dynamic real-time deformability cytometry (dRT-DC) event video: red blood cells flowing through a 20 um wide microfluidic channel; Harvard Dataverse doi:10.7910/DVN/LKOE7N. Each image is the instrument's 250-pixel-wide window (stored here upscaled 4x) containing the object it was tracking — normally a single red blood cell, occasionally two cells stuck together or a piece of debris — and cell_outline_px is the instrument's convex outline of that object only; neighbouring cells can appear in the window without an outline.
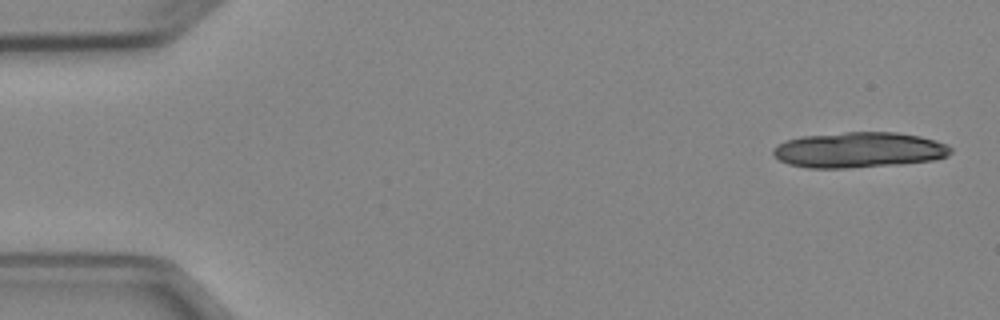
{"species": "Egyptian fruit bat (a non-hibernating species)", "species_latin": "Rousettus aegyptiacus", "temperature_condition": "cold", "stored_images_in_passage": 6, "camera_frame_rate_fps": 3000, "um_per_image_px": 0.085, "animal": {"sex": "female"}, "frame": {"image": 1, "passage_image": 1, "time_ms": 0.0, "image_size_px": [1000, 320], "cell_outline_px": [[952, 152], [948, 156], [936, 160], [904, 164], [844, 168], [808, 168], [788, 164], [780, 160], [772, 152], [772, 148], [788, 140], [804, 136], [844, 132], [896, 132], [920, 136], [936, 140], [948, 144], [952, 148]], "centroid_in_image_um": [73.08, 12.75], "position_along_channel_um": 11.9, "area_um2": 36.99}}
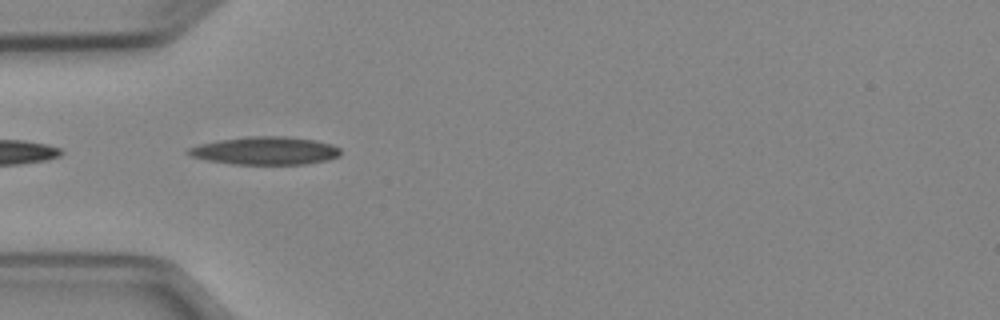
{"frame": {"image": 2, "passage_image": 4, "time_ms": 4.667, "image_size_px": [1000, 320], "cell_outline_px": [[340, 156], [328, 160], [304, 164], [232, 164], [208, 160], [192, 156], [184, 152], [188, 148], [200, 144], [220, 140], [248, 136], [284, 136], [316, 140], [332, 144], [340, 148]], "centroid_in_image_um": [22.57, 12.81], "position_along_channel_um": 62.4, "area_um2": 24.8}}
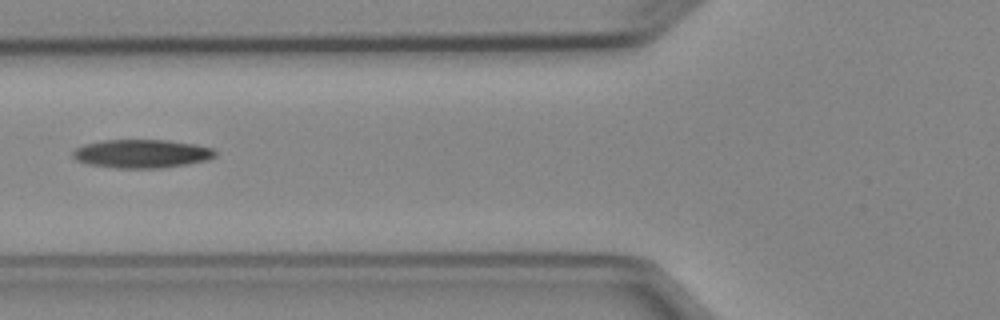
{"frame": {"image": 3, "passage_image": 5, "time_ms": 6.0, "image_size_px": [1000, 320], "cell_outline_px": [[216, 156], [208, 160], [188, 164], [164, 168], [116, 168], [88, 164], [76, 160], [72, 156], [72, 152], [76, 148], [84, 144], [100, 140], [168, 140], [196, 144], [212, 148], [216, 152]], "centroid_in_image_um": [12.05, 13.06], "position_along_channel_um": 113.7, "area_um2": 23.87}}